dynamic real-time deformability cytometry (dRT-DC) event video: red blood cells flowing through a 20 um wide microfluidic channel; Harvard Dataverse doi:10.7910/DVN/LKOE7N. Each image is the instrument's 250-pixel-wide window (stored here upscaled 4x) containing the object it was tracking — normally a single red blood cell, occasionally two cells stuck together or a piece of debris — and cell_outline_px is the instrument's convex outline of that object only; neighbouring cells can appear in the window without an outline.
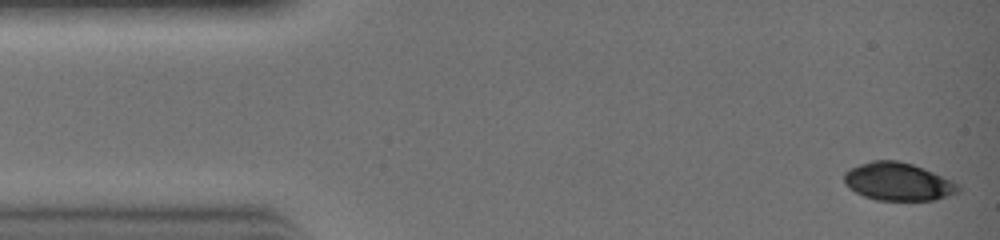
{"species": "common noctule bat (a hibernating species)", "species_latin": "Nyctalus noctula", "temperature_condition": "warm", "stored_images_in_passage": 2, "camera_frame_rate_fps": 3000, "um_per_image_px": 0.085, "animal": {"sex": "female", "body_mass_g": 19.0, "forearm_length_mm": 51.5}, "frame": {"image": 1, "passage_image": 1, "time_ms": 0.0, "image_size_px": [1000, 240], "cell_outline_px": [[960, 192], [936, 200], [876, 200], [864, 196], [848, 188], [844, 184], [844, 172], [848, 168], [872, 160], [896, 160], [912, 164], [952, 180], [960, 184]], "centroid_in_image_um": [76.32, 15.44], "position_along_channel_um": 8.7, "area_um2": 25.37}}